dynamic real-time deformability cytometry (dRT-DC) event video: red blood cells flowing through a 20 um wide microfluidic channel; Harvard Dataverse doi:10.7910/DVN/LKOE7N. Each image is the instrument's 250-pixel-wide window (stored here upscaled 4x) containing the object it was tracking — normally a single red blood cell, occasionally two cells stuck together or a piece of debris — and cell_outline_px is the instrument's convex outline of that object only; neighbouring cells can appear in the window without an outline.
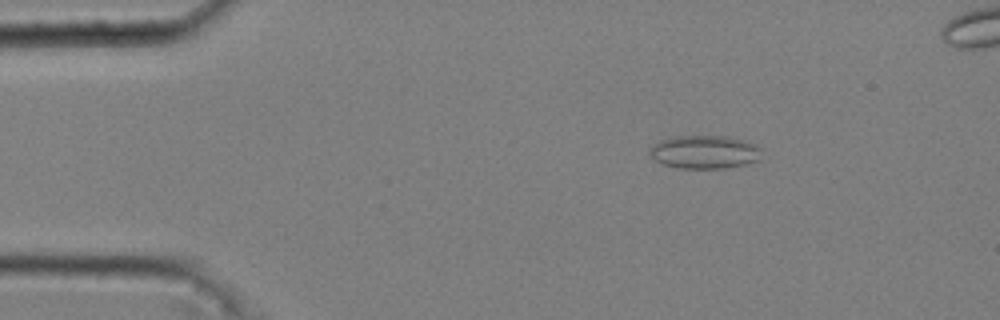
{"species": "common noctule bat (a hibernating species)", "species_latin": "Nyctalus noctula", "temperature_condition": "cold", "stored_images_in_passage": 49, "camera_frame_rate_fps": 3000, "um_per_image_px": 0.085, "animal": {"sex": "male", "body_mass_g": 20.4}, "frame": {"image": 1, "passage_image": 8, "time_ms": 2.333, "image_size_px": [1000, 320], "cell_outline_px": [[760, 160], [744, 164], [724, 168], [676, 168], [664, 164], [656, 160], [648, 152], [660, 140], [672, 136], [728, 136], [744, 140], [756, 144], [760, 148]], "centroid_in_image_um": [59.91, 12.91], "position_along_channel_um": 25.1, "area_um2": 21.62}}
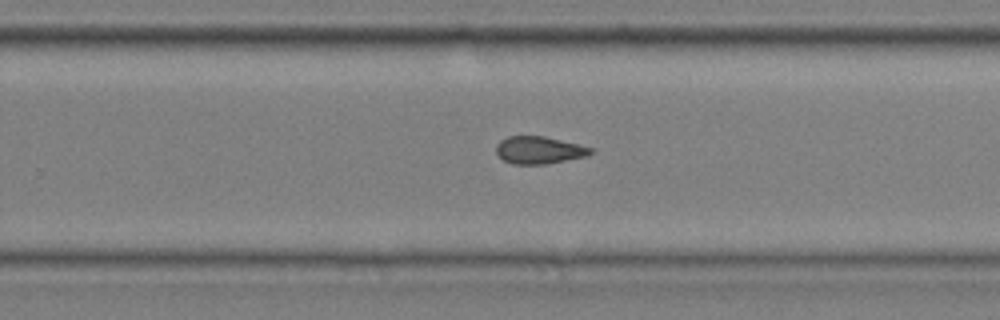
{"frame": {"image": 2, "passage_image": 34, "time_ms": 11.0, "image_size_px": [1000, 320], "cell_outline_px": [[596, 152], [588, 156], [544, 164], [512, 164], [504, 160], [496, 152], [496, 144], [500, 140], [508, 136], [544, 136], [596, 148]], "centroid_in_image_um": [45.88, 12.75], "position_along_channel_um": 283.9, "area_um2": 15.26}}
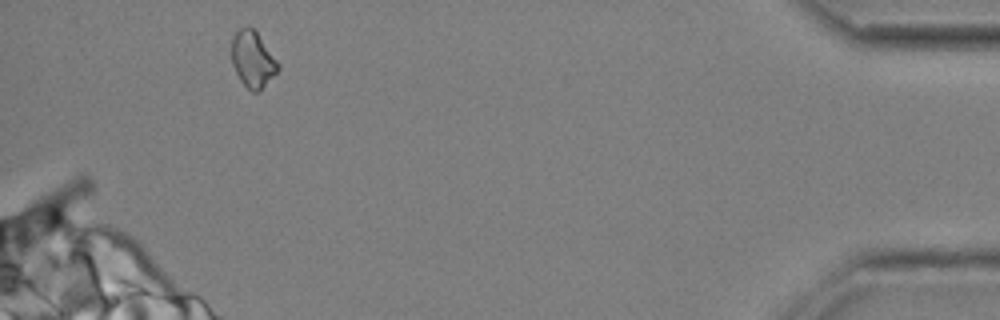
{"frame": {"image": 3, "passage_image": 49, "time_ms": 16.0, "image_size_px": [1000, 320], "cell_outline_px": [[280, 68], [260, 92], [252, 92], [240, 80], [232, 64], [232, 40], [236, 32], [240, 28], [252, 28], [256, 32], [280, 64]], "centroid_in_image_um": [21.5, 5.09], "position_along_channel_um": 413.7, "area_um2": 14.97}, "authors_computed_cell_mechanics": {"area_um2": 15.6638, "velocity_mm_per_s": 3.6981, "shape_relaxation_time_tau1_ms": null, "shape_relaxation_time_tau2_ms": 3.4962, "deformation_change_tau1": null, "deformation_change_tau2": 0.1065}}